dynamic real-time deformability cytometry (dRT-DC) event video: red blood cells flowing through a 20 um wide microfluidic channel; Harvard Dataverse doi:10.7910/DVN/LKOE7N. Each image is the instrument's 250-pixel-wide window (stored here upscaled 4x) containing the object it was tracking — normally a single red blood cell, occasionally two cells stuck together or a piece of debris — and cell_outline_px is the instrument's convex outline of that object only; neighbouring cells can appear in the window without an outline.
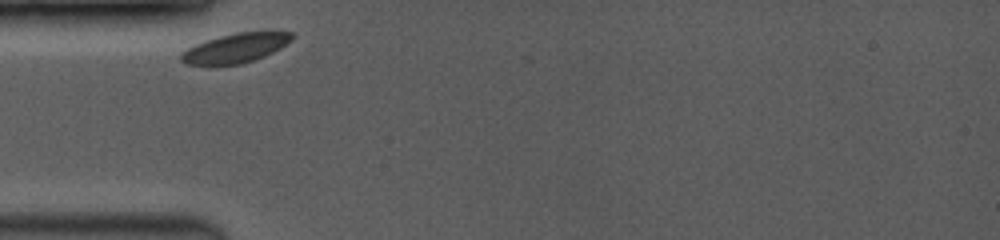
{"species": "common noctule bat (a hibernating species)", "species_latin": "Nyctalus noctula", "temperature_condition": "room temperature", "stored_images_in_passage": 22, "camera_frame_rate_fps": 3500, "um_per_image_px": 0.085, "animal": {"sex": "female", "body_mass_g": 19.0, "forearm_length_mm": 53.3}, "frame": {"image": 1, "passage_image": 1, "time_ms": 0.0, "image_size_px": [1000, 240], "cell_outline_px": [[296, 36], [292, 40], [280, 48], [264, 56], [240, 64], [208, 68], [188, 64], [180, 60], [180, 56], [188, 48], [196, 44], [220, 36], [236, 32], [292, 32]], "centroid_in_image_um": [19.98, 4.13], "position_along_channel_um": 65.0, "area_um2": 19.25}}
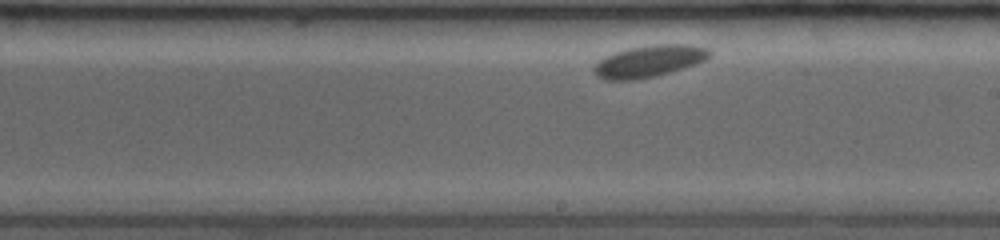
{"frame": {"image": 2, "passage_image": 13, "time_ms": 4.857, "image_size_px": [1000, 240], "cell_outline_px": [[712, 52], [704, 60], [696, 64], [656, 76], [636, 80], [604, 80], [596, 76], [592, 72], [592, 68], [600, 60], [616, 52], [628, 48], [652, 44], [692, 44], [708, 48]], "centroid_in_image_um": [55.16, 5.2], "position_along_channel_um": 233.8, "area_um2": 21.5}}
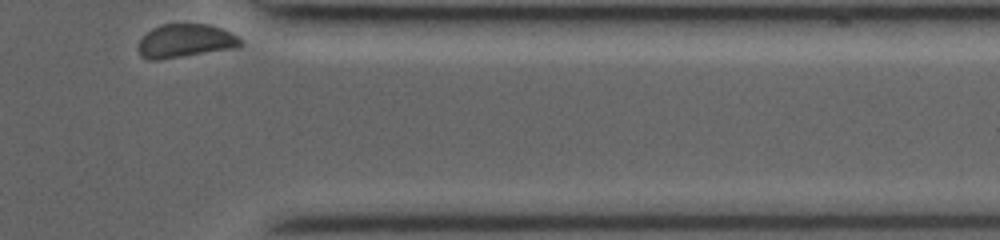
{"frame": {"image": 3, "passage_image": 22, "time_ms": 9.429, "image_size_px": [1000, 240], "cell_outline_px": [[244, 44], [240, 48], [156, 60], [148, 60], [140, 56], [140, 40], [152, 28], [160, 24], [208, 24], [232, 32], [240, 36], [244, 40]], "centroid_in_image_um": [15.86, 3.48], "position_along_channel_um": 395.5, "area_um2": 20.23}}